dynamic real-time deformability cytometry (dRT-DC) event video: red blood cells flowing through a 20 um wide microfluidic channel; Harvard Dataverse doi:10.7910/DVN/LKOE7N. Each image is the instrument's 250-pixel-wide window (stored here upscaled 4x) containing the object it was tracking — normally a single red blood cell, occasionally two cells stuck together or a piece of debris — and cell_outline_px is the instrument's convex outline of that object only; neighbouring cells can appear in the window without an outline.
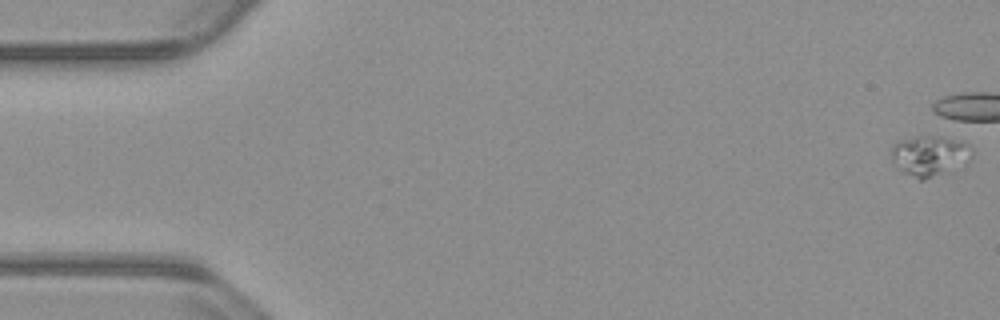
{"species": "common noctule bat (a hibernating species)", "species_latin": "Nyctalus noctula", "temperature_condition": "warm", "stored_images_in_passage": 6, "camera_frame_rate_fps": 3000, "um_per_image_px": 0.085, "animal": {"sex": "male", "body_mass_g": 23.1, "forearm_length_mm": 52.7}, "frame": {"image": 1, "passage_image": 1, "time_ms": 0.0, "image_size_px": [1000, 320], "cell_outline_px": [[972, 156], [924, 180], [920, 180], [904, 172], [892, 164], [892, 148], [900, 140], [916, 136], [924, 136], [948, 140], [968, 144], [972, 148]], "centroid_in_image_um": [78.89, 13.23], "position_along_channel_um": 6.1, "area_um2": 17.57}}